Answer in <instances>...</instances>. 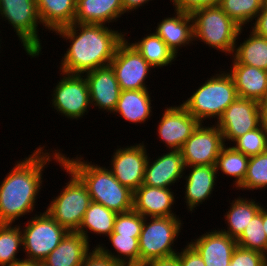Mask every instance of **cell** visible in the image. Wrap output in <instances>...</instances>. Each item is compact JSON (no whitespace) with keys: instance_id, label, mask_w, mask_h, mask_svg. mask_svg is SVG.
I'll use <instances>...</instances> for the list:
<instances>
[{"instance_id":"cell-12","label":"cell","mask_w":267,"mask_h":266,"mask_svg":"<svg viewBox=\"0 0 267 266\" xmlns=\"http://www.w3.org/2000/svg\"><path fill=\"white\" fill-rule=\"evenodd\" d=\"M210 123H200L180 149L185 167L216 165L225 144L217 125Z\"/></svg>"},{"instance_id":"cell-50","label":"cell","mask_w":267,"mask_h":266,"mask_svg":"<svg viewBox=\"0 0 267 266\" xmlns=\"http://www.w3.org/2000/svg\"><path fill=\"white\" fill-rule=\"evenodd\" d=\"M1 42H2V39L0 38V49H1V44H2ZM0 53H1V50H0Z\"/></svg>"},{"instance_id":"cell-37","label":"cell","mask_w":267,"mask_h":266,"mask_svg":"<svg viewBox=\"0 0 267 266\" xmlns=\"http://www.w3.org/2000/svg\"><path fill=\"white\" fill-rule=\"evenodd\" d=\"M236 151L247 156L262 154L267 151V131L259 125L231 143Z\"/></svg>"},{"instance_id":"cell-15","label":"cell","mask_w":267,"mask_h":266,"mask_svg":"<svg viewBox=\"0 0 267 266\" xmlns=\"http://www.w3.org/2000/svg\"><path fill=\"white\" fill-rule=\"evenodd\" d=\"M166 106L161 118L157 121V139L168 150H180L200 122L181 103Z\"/></svg>"},{"instance_id":"cell-1","label":"cell","mask_w":267,"mask_h":266,"mask_svg":"<svg viewBox=\"0 0 267 266\" xmlns=\"http://www.w3.org/2000/svg\"><path fill=\"white\" fill-rule=\"evenodd\" d=\"M45 148L40 145L28 157L15 161L14 167L0 182V223L16 224L20 217L40 213L35 208L44 187L43 172L50 162L61 163L63 151Z\"/></svg>"},{"instance_id":"cell-40","label":"cell","mask_w":267,"mask_h":266,"mask_svg":"<svg viewBox=\"0 0 267 266\" xmlns=\"http://www.w3.org/2000/svg\"><path fill=\"white\" fill-rule=\"evenodd\" d=\"M220 1L221 0H170L175 10L189 14L204 7L219 5Z\"/></svg>"},{"instance_id":"cell-47","label":"cell","mask_w":267,"mask_h":266,"mask_svg":"<svg viewBox=\"0 0 267 266\" xmlns=\"http://www.w3.org/2000/svg\"><path fill=\"white\" fill-rule=\"evenodd\" d=\"M12 266H37V261H33L23 257V259H19Z\"/></svg>"},{"instance_id":"cell-24","label":"cell","mask_w":267,"mask_h":266,"mask_svg":"<svg viewBox=\"0 0 267 266\" xmlns=\"http://www.w3.org/2000/svg\"><path fill=\"white\" fill-rule=\"evenodd\" d=\"M122 15V0H77L73 23L109 25L117 23Z\"/></svg>"},{"instance_id":"cell-10","label":"cell","mask_w":267,"mask_h":266,"mask_svg":"<svg viewBox=\"0 0 267 266\" xmlns=\"http://www.w3.org/2000/svg\"><path fill=\"white\" fill-rule=\"evenodd\" d=\"M58 72L61 77L51 89L50 107L68 120L77 121L91 109L88 83L84 75Z\"/></svg>"},{"instance_id":"cell-14","label":"cell","mask_w":267,"mask_h":266,"mask_svg":"<svg viewBox=\"0 0 267 266\" xmlns=\"http://www.w3.org/2000/svg\"><path fill=\"white\" fill-rule=\"evenodd\" d=\"M216 125L222 133L224 144L231 145L238 137L260 125L258 101L237 97L224 110Z\"/></svg>"},{"instance_id":"cell-5","label":"cell","mask_w":267,"mask_h":266,"mask_svg":"<svg viewBox=\"0 0 267 266\" xmlns=\"http://www.w3.org/2000/svg\"><path fill=\"white\" fill-rule=\"evenodd\" d=\"M58 165L66 176L69 174V181L51 198L45 211L68 232H77L92 202L91 197L86 185L70 168L62 161Z\"/></svg>"},{"instance_id":"cell-11","label":"cell","mask_w":267,"mask_h":266,"mask_svg":"<svg viewBox=\"0 0 267 266\" xmlns=\"http://www.w3.org/2000/svg\"><path fill=\"white\" fill-rule=\"evenodd\" d=\"M109 65L115 73L121 90L149 89L146 79L150 77L154 68L129 43L127 38L118 45Z\"/></svg>"},{"instance_id":"cell-31","label":"cell","mask_w":267,"mask_h":266,"mask_svg":"<svg viewBox=\"0 0 267 266\" xmlns=\"http://www.w3.org/2000/svg\"><path fill=\"white\" fill-rule=\"evenodd\" d=\"M106 239L111 243L108 249L101 242L93 248H97L103 255L108 256L121 266H139V241L134 236L110 234ZM113 249L115 251H113ZM114 252V253H113Z\"/></svg>"},{"instance_id":"cell-39","label":"cell","mask_w":267,"mask_h":266,"mask_svg":"<svg viewBox=\"0 0 267 266\" xmlns=\"http://www.w3.org/2000/svg\"><path fill=\"white\" fill-rule=\"evenodd\" d=\"M267 256L261 252L237 246L231 256L229 266H266Z\"/></svg>"},{"instance_id":"cell-28","label":"cell","mask_w":267,"mask_h":266,"mask_svg":"<svg viewBox=\"0 0 267 266\" xmlns=\"http://www.w3.org/2000/svg\"><path fill=\"white\" fill-rule=\"evenodd\" d=\"M243 31L244 28L239 30L232 57L239 64L267 71V38L256 34L250 29L249 36L247 35L243 42L239 43V38H241V35H244Z\"/></svg>"},{"instance_id":"cell-18","label":"cell","mask_w":267,"mask_h":266,"mask_svg":"<svg viewBox=\"0 0 267 266\" xmlns=\"http://www.w3.org/2000/svg\"><path fill=\"white\" fill-rule=\"evenodd\" d=\"M88 83L90 104L98 111L113 113L121 92L115 73L110 65L84 74Z\"/></svg>"},{"instance_id":"cell-35","label":"cell","mask_w":267,"mask_h":266,"mask_svg":"<svg viewBox=\"0 0 267 266\" xmlns=\"http://www.w3.org/2000/svg\"><path fill=\"white\" fill-rule=\"evenodd\" d=\"M236 241L237 246L241 248L258 251L267 256V236L263 230V206Z\"/></svg>"},{"instance_id":"cell-42","label":"cell","mask_w":267,"mask_h":266,"mask_svg":"<svg viewBox=\"0 0 267 266\" xmlns=\"http://www.w3.org/2000/svg\"><path fill=\"white\" fill-rule=\"evenodd\" d=\"M81 266H121L106 255H103L97 248L85 257Z\"/></svg>"},{"instance_id":"cell-46","label":"cell","mask_w":267,"mask_h":266,"mask_svg":"<svg viewBox=\"0 0 267 266\" xmlns=\"http://www.w3.org/2000/svg\"><path fill=\"white\" fill-rule=\"evenodd\" d=\"M260 125L267 131V96L258 101Z\"/></svg>"},{"instance_id":"cell-13","label":"cell","mask_w":267,"mask_h":266,"mask_svg":"<svg viewBox=\"0 0 267 266\" xmlns=\"http://www.w3.org/2000/svg\"><path fill=\"white\" fill-rule=\"evenodd\" d=\"M124 146L117 145L114 149L108 168L122 185L134 192L143 184L149 148L144 141Z\"/></svg>"},{"instance_id":"cell-38","label":"cell","mask_w":267,"mask_h":266,"mask_svg":"<svg viewBox=\"0 0 267 266\" xmlns=\"http://www.w3.org/2000/svg\"><path fill=\"white\" fill-rule=\"evenodd\" d=\"M144 217L134 210L117 214L111 234L134 236L139 239Z\"/></svg>"},{"instance_id":"cell-3","label":"cell","mask_w":267,"mask_h":266,"mask_svg":"<svg viewBox=\"0 0 267 266\" xmlns=\"http://www.w3.org/2000/svg\"><path fill=\"white\" fill-rule=\"evenodd\" d=\"M67 155L62 153V162L86 185L92 202L117 214L133 210V191L122 185L108 167L85 161L83 155Z\"/></svg>"},{"instance_id":"cell-48","label":"cell","mask_w":267,"mask_h":266,"mask_svg":"<svg viewBox=\"0 0 267 266\" xmlns=\"http://www.w3.org/2000/svg\"><path fill=\"white\" fill-rule=\"evenodd\" d=\"M267 205H263V230L265 231V234L267 236Z\"/></svg>"},{"instance_id":"cell-25","label":"cell","mask_w":267,"mask_h":266,"mask_svg":"<svg viewBox=\"0 0 267 266\" xmlns=\"http://www.w3.org/2000/svg\"><path fill=\"white\" fill-rule=\"evenodd\" d=\"M91 244L77 232H68L59 245L44 260L49 266H81L93 250Z\"/></svg>"},{"instance_id":"cell-21","label":"cell","mask_w":267,"mask_h":266,"mask_svg":"<svg viewBox=\"0 0 267 266\" xmlns=\"http://www.w3.org/2000/svg\"><path fill=\"white\" fill-rule=\"evenodd\" d=\"M174 10L170 17H164L157 23L153 32L158 35L178 57L182 47L196 44L194 41V23L192 14ZM195 42V43H194ZM191 44V45H190ZM179 52V53H178ZM179 54V55H178Z\"/></svg>"},{"instance_id":"cell-2","label":"cell","mask_w":267,"mask_h":266,"mask_svg":"<svg viewBox=\"0 0 267 266\" xmlns=\"http://www.w3.org/2000/svg\"><path fill=\"white\" fill-rule=\"evenodd\" d=\"M54 33L69 42L66 52L61 54L59 71L79 75L108 66L118 45L129 35L128 31H118L109 25L87 23H72Z\"/></svg>"},{"instance_id":"cell-6","label":"cell","mask_w":267,"mask_h":266,"mask_svg":"<svg viewBox=\"0 0 267 266\" xmlns=\"http://www.w3.org/2000/svg\"><path fill=\"white\" fill-rule=\"evenodd\" d=\"M194 41L203 42L226 56L232 57L241 27L219 5L204 7L192 13Z\"/></svg>"},{"instance_id":"cell-32","label":"cell","mask_w":267,"mask_h":266,"mask_svg":"<svg viewBox=\"0 0 267 266\" xmlns=\"http://www.w3.org/2000/svg\"><path fill=\"white\" fill-rule=\"evenodd\" d=\"M249 163V156L236 151L232 145L222 147L217 161H216V171L222 176L226 175L229 178H234L232 181V189H238L246 176L247 168ZM221 171V173H220Z\"/></svg>"},{"instance_id":"cell-20","label":"cell","mask_w":267,"mask_h":266,"mask_svg":"<svg viewBox=\"0 0 267 266\" xmlns=\"http://www.w3.org/2000/svg\"><path fill=\"white\" fill-rule=\"evenodd\" d=\"M174 191L177 190L142 184L133 192V210L143 217L178 216L173 206L176 205L175 197L178 194Z\"/></svg>"},{"instance_id":"cell-8","label":"cell","mask_w":267,"mask_h":266,"mask_svg":"<svg viewBox=\"0 0 267 266\" xmlns=\"http://www.w3.org/2000/svg\"><path fill=\"white\" fill-rule=\"evenodd\" d=\"M0 19L10 24L22 49L28 57L38 58L42 54V40L39 26H43L37 9L36 0H0ZM39 25V26H38Z\"/></svg>"},{"instance_id":"cell-43","label":"cell","mask_w":267,"mask_h":266,"mask_svg":"<svg viewBox=\"0 0 267 266\" xmlns=\"http://www.w3.org/2000/svg\"><path fill=\"white\" fill-rule=\"evenodd\" d=\"M251 27V28H250ZM249 28L256 34L267 38V4H264Z\"/></svg>"},{"instance_id":"cell-44","label":"cell","mask_w":267,"mask_h":266,"mask_svg":"<svg viewBox=\"0 0 267 266\" xmlns=\"http://www.w3.org/2000/svg\"><path fill=\"white\" fill-rule=\"evenodd\" d=\"M150 1L154 0H122L124 15L125 13L129 14V12L131 13L132 11V13H134V10L137 11L139 10L138 8H143L144 6L149 4Z\"/></svg>"},{"instance_id":"cell-30","label":"cell","mask_w":267,"mask_h":266,"mask_svg":"<svg viewBox=\"0 0 267 266\" xmlns=\"http://www.w3.org/2000/svg\"><path fill=\"white\" fill-rule=\"evenodd\" d=\"M116 216L117 213L102 204L91 202L77 233H80L88 242H91L89 238L91 233L107 238L114 230Z\"/></svg>"},{"instance_id":"cell-49","label":"cell","mask_w":267,"mask_h":266,"mask_svg":"<svg viewBox=\"0 0 267 266\" xmlns=\"http://www.w3.org/2000/svg\"><path fill=\"white\" fill-rule=\"evenodd\" d=\"M37 266H49L45 261H37Z\"/></svg>"},{"instance_id":"cell-29","label":"cell","mask_w":267,"mask_h":266,"mask_svg":"<svg viewBox=\"0 0 267 266\" xmlns=\"http://www.w3.org/2000/svg\"><path fill=\"white\" fill-rule=\"evenodd\" d=\"M129 43L133 45L141 56L153 67L161 69L162 67L171 66L172 62L177 60V56L174 52L167 46V44L154 32L149 31V33L141 36V39H136L135 42H130V38L127 37Z\"/></svg>"},{"instance_id":"cell-26","label":"cell","mask_w":267,"mask_h":266,"mask_svg":"<svg viewBox=\"0 0 267 266\" xmlns=\"http://www.w3.org/2000/svg\"><path fill=\"white\" fill-rule=\"evenodd\" d=\"M231 201L229 199L230 207L228 206V211L223 215L226 227L218 229L237 240L248 226L251 219L262 208L263 204H260L259 201L254 198L252 199V197H250V199L244 197V195L243 197H235L234 200Z\"/></svg>"},{"instance_id":"cell-16","label":"cell","mask_w":267,"mask_h":266,"mask_svg":"<svg viewBox=\"0 0 267 266\" xmlns=\"http://www.w3.org/2000/svg\"><path fill=\"white\" fill-rule=\"evenodd\" d=\"M169 151V152H168ZM155 157L148 156L143 184L159 188H172L185 174V165L180 150H167Z\"/></svg>"},{"instance_id":"cell-33","label":"cell","mask_w":267,"mask_h":266,"mask_svg":"<svg viewBox=\"0 0 267 266\" xmlns=\"http://www.w3.org/2000/svg\"><path fill=\"white\" fill-rule=\"evenodd\" d=\"M23 251L20 224L0 223V266H12Z\"/></svg>"},{"instance_id":"cell-22","label":"cell","mask_w":267,"mask_h":266,"mask_svg":"<svg viewBox=\"0 0 267 266\" xmlns=\"http://www.w3.org/2000/svg\"><path fill=\"white\" fill-rule=\"evenodd\" d=\"M227 69L232 76L238 97L259 101L267 96V71L239 64L233 57Z\"/></svg>"},{"instance_id":"cell-36","label":"cell","mask_w":267,"mask_h":266,"mask_svg":"<svg viewBox=\"0 0 267 266\" xmlns=\"http://www.w3.org/2000/svg\"><path fill=\"white\" fill-rule=\"evenodd\" d=\"M267 188V151L249 157L246 176L237 190L254 191Z\"/></svg>"},{"instance_id":"cell-9","label":"cell","mask_w":267,"mask_h":266,"mask_svg":"<svg viewBox=\"0 0 267 266\" xmlns=\"http://www.w3.org/2000/svg\"><path fill=\"white\" fill-rule=\"evenodd\" d=\"M28 221L20 223L24 258L44 261L59 245L68 231L56 222L45 210L30 215ZM22 224V225H21Z\"/></svg>"},{"instance_id":"cell-4","label":"cell","mask_w":267,"mask_h":266,"mask_svg":"<svg viewBox=\"0 0 267 266\" xmlns=\"http://www.w3.org/2000/svg\"><path fill=\"white\" fill-rule=\"evenodd\" d=\"M222 70H217L219 72L199 84L189 98L182 100L181 104L200 123H209L207 119L214 118L216 124L224 110L238 97L232 76L226 69Z\"/></svg>"},{"instance_id":"cell-41","label":"cell","mask_w":267,"mask_h":266,"mask_svg":"<svg viewBox=\"0 0 267 266\" xmlns=\"http://www.w3.org/2000/svg\"><path fill=\"white\" fill-rule=\"evenodd\" d=\"M176 255L180 266H206L200 254L187 242Z\"/></svg>"},{"instance_id":"cell-45","label":"cell","mask_w":267,"mask_h":266,"mask_svg":"<svg viewBox=\"0 0 267 266\" xmlns=\"http://www.w3.org/2000/svg\"><path fill=\"white\" fill-rule=\"evenodd\" d=\"M142 266H180V263H179V259L177 255H174L171 257L153 259V260L147 261Z\"/></svg>"},{"instance_id":"cell-23","label":"cell","mask_w":267,"mask_h":266,"mask_svg":"<svg viewBox=\"0 0 267 266\" xmlns=\"http://www.w3.org/2000/svg\"><path fill=\"white\" fill-rule=\"evenodd\" d=\"M149 89L121 90L117 105L112 114L119 115L130 124H144L151 120L153 106Z\"/></svg>"},{"instance_id":"cell-19","label":"cell","mask_w":267,"mask_h":266,"mask_svg":"<svg viewBox=\"0 0 267 266\" xmlns=\"http://www.w3.org/2000/svg\"><path fill=\"white\" fill-rule=\"evenodd\" d=\"M210 230L187 242L200 254L206 266H229L237 241L218 228Z\"/></svg>"},{"instance_id":"cell-34","label":"cell","mask_w":267,"mask_h":266,"mask_svg":"<svg viewBox=\"0 0 267 266\" xmlns=\"http://www.w3.org/2000/svg\"><path fill=\"white\" fill-rule=\"evenodd\" d=\"M264 5V0H221L219 6L241 28L249 27ZM250 23V24H249Z\"/></svg>"},{"instance_id":"cell-7","label":"cell","mask_w":267,"mask_h":266,"mask_svg":"<svg viewBox=\"0 0 267 266\" xmlns=\"http://www.w3.org/2000/svg\"><path fill=\"white\" fill-rule=\"evenodd\" d=\"M183 220L179 216L144 217L139 236V266L153 259L176 255L178 236L183 229Z\"/></svg>"},{"instance_id":"cell-17","label":"cell","mask_w":267,"mask_h":266,"mask_svg":"<svg viewBox=\"0 0 267 266\" xmlns=\"http://www.w3.org/2000/svg\"><path fill=\"white\" fill-rule=\"evenodd\" d=\"M188 172V173H186ZM183 180H185L184 202L186 203L187 212H195V208L200 207L203 202L211 199V195L217 184L218 174L215 165H199L185 167ZM206 200V201H205Z\"/></svg>"},{"instance_id":"cell-27","label":"cell","mask_w":267,"mask_h":266,"mask_svg":"<svg viewBox=\"0 0 267 266\" xmlns=\"http://www.w3.org/2000/svg\"><path fill=\"white\" fill-rule=\"evenodd\" d=\"M77 0H36L38 14L45 31L55 32L57 29L71 25L76 15Z\"/></svg>"}]
</instances>
